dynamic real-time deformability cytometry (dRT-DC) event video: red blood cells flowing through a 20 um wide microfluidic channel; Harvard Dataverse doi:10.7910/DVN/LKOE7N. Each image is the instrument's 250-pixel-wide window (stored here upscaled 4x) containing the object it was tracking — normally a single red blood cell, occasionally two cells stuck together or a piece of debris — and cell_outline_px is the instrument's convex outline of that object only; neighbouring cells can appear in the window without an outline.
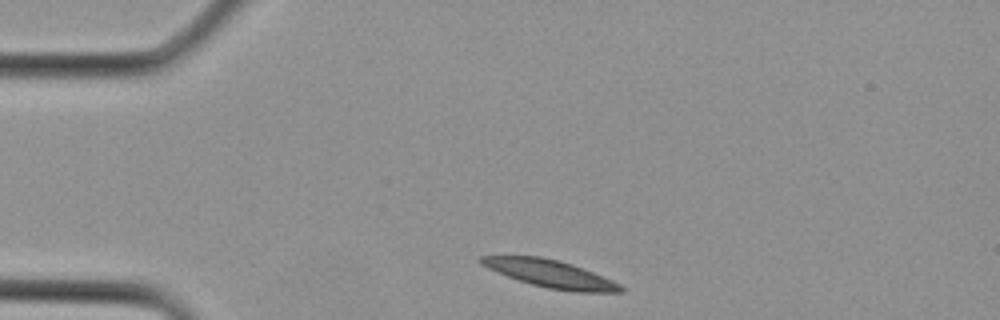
{"species": "Egyptian fruit bat (a non-hibernating species)", "species_latin": "Rousettus aegyptiacus", "temperature_condition": "cold", "stored_images_in_passage": 2, "camera_frame_rate_fps": 3000, "um_per_image_px": 0.085, "animal": {"sex": "female"}, "frame": {"image": 1, "passage_image": 1, "time_ms": 0.0, "image_size_px": [1000, 320], "cell_outline_px": [[624, 292], [576, 292], [548, 288], [532, 284], [508, 276], [488, 268], [480, 264], [476, 260], [480, 256], [540, 256], [560, 260], [572, 264], [612, 280], [620, 284], [624, 288]], "centroid_in_image_um": [46.78, 23.26], "position_along_channel_um": 38.2, "area_um2": 22.2}}